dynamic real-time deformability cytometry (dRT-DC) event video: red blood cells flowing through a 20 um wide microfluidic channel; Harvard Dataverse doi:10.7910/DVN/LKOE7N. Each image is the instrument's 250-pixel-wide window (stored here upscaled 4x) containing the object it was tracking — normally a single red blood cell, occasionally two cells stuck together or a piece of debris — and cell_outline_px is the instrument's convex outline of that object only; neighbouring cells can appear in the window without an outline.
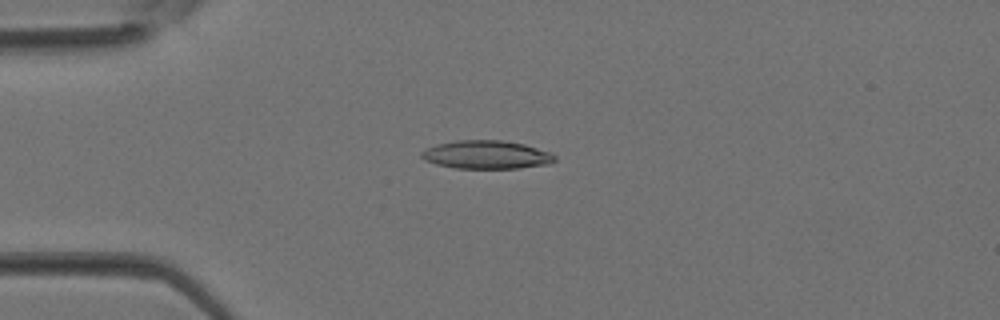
{"species": "Egyptian fruit bat (a non-hibernating species)", "species_latin": "Rousettus aegyptiacus", "temperature_condition": "room temperature", "stored_images_in_passage": 29, "camera_frame_rate_fps": 3000, "um_per_image_px": 0.085, "animal": {"sex": "female"}, "frame": {"image": 1, "passage_image": 1, "time_ms": 0.0, "image_size_px": [1000, 320], "cell_outline_px": [[556, 160], [548, 164], [520, 168], [456, 168], [436, 164], [424, 160], [420, 156], [420, 152], [424, 148], [436, 144], [456, 140], [500, 140], [524, 144], [548, 152], [556, 156]], "centroid_in_image_um": [41.29, 13.15], "position_along_channel_um": 43.7, "area_um2": 22.02}}
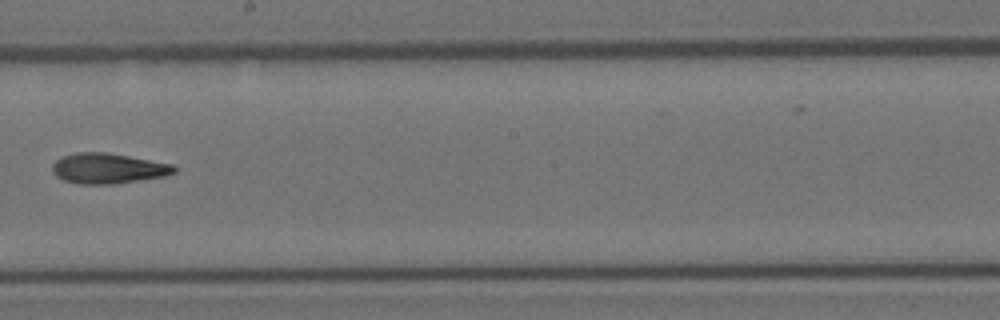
{"frame": {"image": 2, "passage_image": 13, "time_ms": 4.0, "image_size_px": [1000, 320], "cell_outline_px": [[176, 172], [164, 176], [112, 184], [80, 184], [64, 180], [56, 176], [52, 172], [52, 164], [60, 156], [76, 152], [108, 152], [172, 164], [176, 168]], "centroid_in_image_um": [9.14, 14.3], "position_along_channel_um": 239.1, "area_um2": 21.56}}
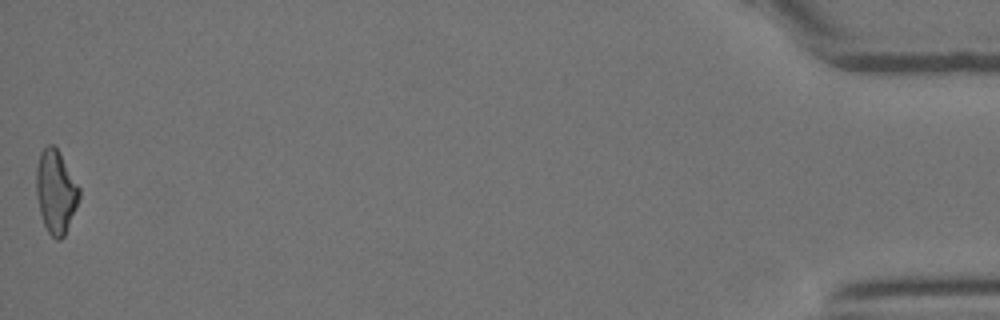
{"frame": {"image": 3, "passage_image": 29, "time_ms": 9.333, "image_size_px": [1000, 320], "cell_outline_px": [[80, 196], [76, 208], [64, 236], [60, 240], [56, 240], [48, 232], [44, 224], [40, 212], [36, 196], [36, 168], [40, 152], [48, 144], [52, 144], [60, 152], [80, 188]], "centroid_in_image_um": [4.74, 16.28], "position_along_channel_um": 430.5, "area_um2": 20.87}}